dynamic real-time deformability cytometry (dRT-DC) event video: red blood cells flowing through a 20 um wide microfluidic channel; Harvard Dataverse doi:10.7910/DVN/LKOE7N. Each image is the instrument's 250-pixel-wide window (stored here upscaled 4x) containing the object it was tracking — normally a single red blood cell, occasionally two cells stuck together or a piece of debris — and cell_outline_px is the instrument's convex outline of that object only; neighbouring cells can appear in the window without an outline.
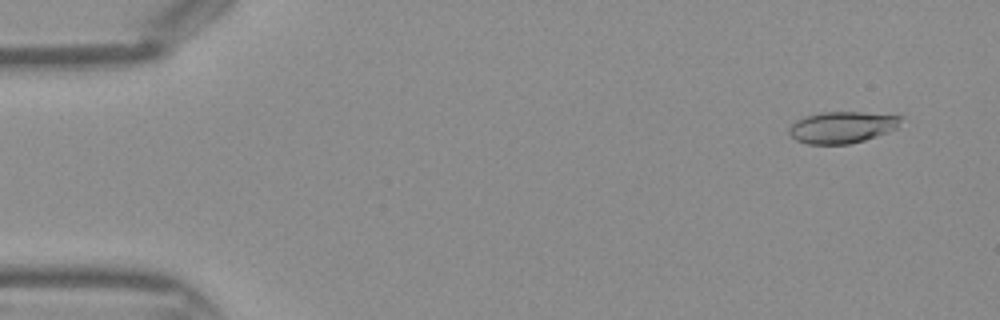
{"species": "Egyptian fruit bat (a non-hibernating species)", "species_latin": "Rousettus aegyptiacus", "temperature_condition": "warm", "stored_images_in_passage": 44, "camera_frame_rate_fps": 3000, "um_per_image_px": 0.085, "frame": {"image": 1, "passage_image": 3, "time_ms": 0.667, "image_size_px": [1000, 320], "cell_outline_px": [[904, 116], [896, 128], [888, 132], [864, 140], [848, 144], [808, 144], [796, 140], [788, 132], [788, 128], [796, 120], [804, 116], [820, 112], [860, 112]], "centroid_in_image_um": [71.56, 10.81], "position_along_channel_um": 13.4, "area_um2": 20.58}}
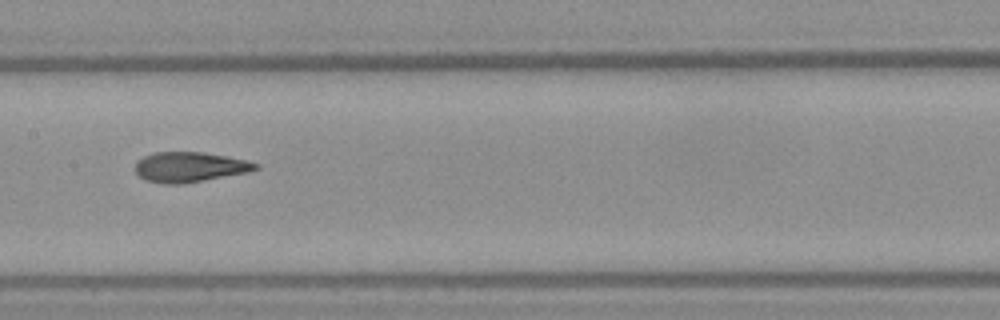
{"frame": {"image": 2, "passage_image": 22, "time_ms": 7.0, "image_size_px": [1000, 320], "cell_outline_px": [[260, 168], [248, 172], [184, 184], [160, 184], [144, 180], [132, 168], [136, 160], [144, 156], [156, 152], [200, 152], [224, 156], [244, 160], [260, 164]], "centroid_in_image_um": [16.06, 14.21], "position_along_channel_um": 191.3, "area_um2": 21.27}}
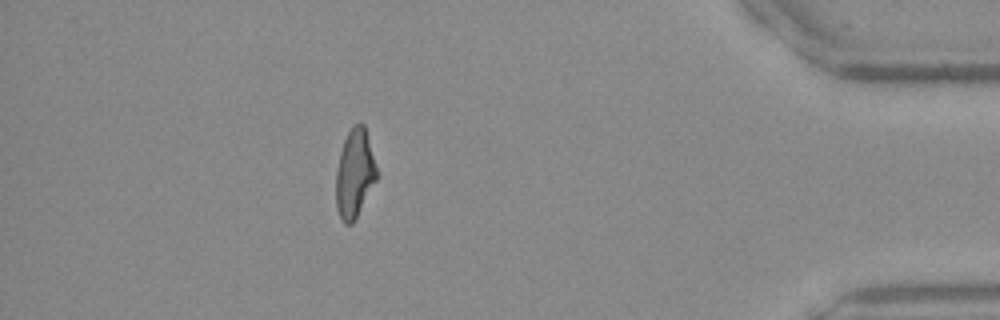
{"frame": {"image": 3, "passage_image": 39, "time_ms": 12.667, "image_size_px": [1000, 320], "cell_outline_px": [[376, 180], [352, 224], [344, 224], [336, 208], [336, 168], [340, 152], [344, 140], [348, 132], [360, 120], [364, 124], [376, 168]], "centroid_in_image_um": [30.11, 14.75], "position_along_channel_um": 405.1, "area_um2": 20.58}}